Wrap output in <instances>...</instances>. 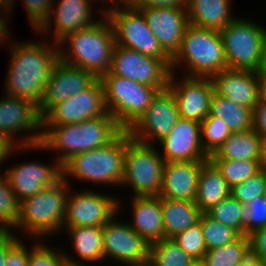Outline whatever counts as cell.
<instances>
[{
    "label": "cell",
    "mask_w": 266,
    "mask_h": 266,
    "mask_svg": "<svg viewBox=\"0 0 266 266\" xmlns=\"http://www.w3.org/2000/svg\"><path fill=\"white\" fill-rule=\"evenodd\" d=\"M96 79L91 72L59 60L52 69L38 108L41 117L43 118L57 103L66 101L88 88Z\"/></svg>",
    "instance_id": "d6986e66"
},
{
    "label": "cell",
    "mask_w": 266,
    "mask_h": 266,
    "mask_svg": "<svg viewBox=\"0 0 266 266\" xmlns=\"http://www.w3.org/2000/svg\"><path fill=\"white\" fill-rule=\"evenodd\" d=\"M264 196L266 197V168H265V193Z\"/></svg>",
    "instance_id": "94428289"
},
{
    "label": "cell",
    "mask_w": 266,
    "mask_h": 266,
    "mask_svg": "<svg viewBox=\"0 0 266 266\" xmlns=\"http://www.w3.org/2000/svg\"><path fill=\"white\" fill-rule=\"evenodd\" d=\"M196 262L172 239L164 238L151 243L150 266H193Z\"/></svg>",
    "instance_id": "1f68e13d"
},
{
    "label": "cell",
    "mask_w": 266,
    "mask_h": 266,
    "mask_svg": "<svg viewBox=\"0 0 266 266\" xmlns=\"http://www.w3.org/2000/svg\"><path fill=\"white\" fill-rule=\"evenodd\" d=\"M12 44L5 94L28 100L39 108L52 69L60 60L59 46L44 41Z\"/></svg>",
    "instance_id": "6da1fadb"
},
{
    "label": "cell",
    "mask_w": 266,
    "mask_h": 266,
    "mask_svg": "<svg viewBox=\"0 0 266 266\" xmlns=\"http://www.w3.org/2000/svg\"><path fill=\"white\" fill-rule=\"evenodd\" d=\"M242 235L250 236L255 231L266 227V197L259 196L251 202L243 204V214L240 215Z\"/></svg>",
    "instance_id": "f35d334b"
},
{
    "label": "cell",
    "mask_w": 266,
    "mask_h": 266,
    "mask_svg": "<svg viewBox=\"0 0 266 266\" xmlns=\"http://www.w3.org/2000/svg\"><path fill=\"white\" fill-rule=\"evenodd\" d=\"M101 14L104 19L68 34L58 44L61 61L91 72L96 78L109 71L116 44L112 25L104 13ZM66 44L68 51L63 47Z\"/></svg>",
    "instance_id": "3957f363"
},
{
    "label": "cell",
    "mask_w": 266,
    "mask_h": 266,
    "mask_svg": "<svg viewBox=\"0 0 266 266\" xmlns=\"http://www.w3.org/2000/svg\"><path fill=\"white\" fill-rule=\"evenodd\" d=\"M209 159L261 160L259 134L253 129L231 133Z\"/></svg>",
    "instance_id": "f1b7e54d"
},
{
    "label": "cell",
    "mask_w": 266,
    "mask_h": 266,
    "mask_svg": "<svg viewBox=\"0 0 266 266\" xmlns=\"http://www.w3.org/2000/svg\"><path fill=\"white\" fill-rule=\"evenodd\" d=\"M132 222L129 226L150 244L164 239L161 197L132 196Z\"/></svg>",
    "instance_id": "d4e9b609"
},
{
    "label": "cell",
    "mask_w": 266,
    "mask_h": 266,
    "mask_svg": "<svg viewBox=\"0 0 266 266\" xmlns=\"http://www.w3.org/2000/svg\"><path fill=\"white\" fill-rule=\"evenodd\" d=\"M91 2L92 0H60V2L57 3V8L51 9L48 21L38 33H49L48 31L52 27L50 25L53 23L52 18H54L53 41L59 44L68 34L95 24L97 20H92Z\"/></svg>",
    "instance_id": "603a6c76"
},
{
    "label": "cell",
    "mask_w": 266,
    "mask_h": 266,
    "mask_svg": "<svg viewBox=\"0 0 266 266\" xmlns=\"http://www.w3.org/2000/svg\"><path fill=\"white\" fill-rule=\"evenodd\" d=\"M199 223L203 229L207 251L232 243L241 236L236 230L218 222L207 213L201 214Z\"/></svg>",
    "instance_id": "e575fe53"
},
{
    "label": "cell",
    "mask_w": 266,
    "mask_h": 266,
    "mask_svg": "<svg viewBox=\"0 0 266 266\" xmlns=\"http://www.w3.org/2000/svg\"><path fill=\"white\" fill-rule=\"evenodd\" d=\"M122 131L114 117L107 112L104 116L80 123L42 126L40 144L26 146V149L59 151L56 159L63 165L76 154L106 146Z\"/></svg>",
    "instance_id": "7a4b0ae2"
},
{
    "label": "cell",
    "mask_w": 266,
    "mask_h": 266,
    "mask_svg": "<svg viewBox=\"0 0 266 266\" xmlns=\"http://www.w3.org/2000/svg\"><path fill=\"white\" fill-rule=\"evenodd\" d=\"M164 238L172 239L196 225L202 214L195 202L161 197Z\"/></svg>",
    "instance_id": "4316f807"
},
{
    "label": "cell",
    "mask_w": 266,
    "mask_h": 266,
    "mask_svg": "<svg viewBox=\"0 0 266 266\" xmlns=\"http://www.w3.org/2000/svg\"><path fill=\"white\" fill-rule=\"evenodd\" d=\"M67 229V234L71 237L74 251L77 256L86 262H96L104 260L103 249V227L99 226H78Z\"/></svg>",
    "instance_id": "4dcf8cb0"
},
{
    "label": "cell",
    "mask_w": 266,
    "mask_h": 266,
    "mask_svg": "<svg viewBox=\"0 0 266 266\" xmlns=\"http://www.w3.org/2000/svg\"><path fill=\"white\" fill-rule=\"evenodd\" d=\"M23 148L25 149L26 146H9L2 138H0V166L5 161V159H8L9 156L12 155L13 151L16 152V150L18 149H22L23 151Z\"/></svg>",
    "instance_id": "681fc988"
},
{
    "label": "cell",
    "mask_w": 266,
    "mask_h": 266,
    "mask_svg": "<svg viewBox=\"0 0 266 266\" xmlns=\"http://www.w3.org/2000/svg\"><path fill=\"white\" fill-rule=\"evenodd\" d=\"M73 194L69 192L66 199V216L63 228L103 227L118 215L121 204L115 197L112 198V196L104 195V193H95L90 189Z\"/></svg>",
    "instance_id": "4fadbf2b"
},
{
    "label": "cell",
    "mask_w": 266,
    "mask_h": 266,
    "mask_svg": "<svg viewBox=\"0 0 266 266\" xmlns=\"http://www.w3.org/2000/svg\"><path fill=\"white\" fill-rule=\"evenodd\" d=\"M193 266H204L200 261H197Z\"/></svg>",
    "instance_id": "91938a15"
},
{
    "label": "cell",
    "mask_w": 266,
    "mask_h": 266,
    "mask_svg": "<svg viewBox=\"0 0 266 266\" xmlns=\"http://www.w3.org/2000/svg\"><path fill=\"white\" fill-rule=\"evenodd\" d=\"M114 218L103 226L104 259L111 257L127 266L148 264L151 244L128 223Z\"/></svg>",
    "instance_id": "9a60e30c"
},
{
    "label": "cell",
    "mask_w": 266,
    "mask_h": 266,
    "mask_svg": "<svg viewBox=\"0 0 266 266\" xmlns=\"http://www.w3.org/2000/svg\"><path fill=\"white\" fill-rule=\"evenodd\" d=\"M236 266H265V264L256 255L249 252Z\"/></svg>",
    "instance_id": "816d5d0a"
},
{
    "label": "cell",
    "mask_w": 266,
    "mask_h": 266,
    "mask_svg": "<svg viewBox=\"0 0 266 266\" xmlns=\"http://www.w3.org/2000/svg\"><path fill=\"white\" fill-rule=\"evenodd\" d=\"M221 172L228 186L243 183L250 177L259 173L263 167L261 160H231V159H209Z\"/></svg>",
    "instance_id": "836d02e7"
},
{
    "label": "cell",
    "mask_w": 266,
    "mask_h": 266,
    "mask_svg": "<svg viewBox=\"0 0 266 266\" xmlns=\"http://www.w3.org/2000/svg\"><path fill=\"white\" fill-rule=\"evenodd\" d=\"M0 12H1L0 13V42L5 43V41L8 40L7 38L10 36H9V30H7L8 26L6 25L7 21L5 22L2 16L6 15L8 17L9 16L8 14H10L11 12H8V10L4 6H2L1 4H0ZM1 14H3V15H1Z\"/></svg>",
    "instance_id": "f907efd6"
},
{
    "label": "cell",
    "mask_w": 266,
    "mask_h": 266,
    "mask_svg": "<svg viewBox=\"0 0 266 266\" xmlns=\"http://www.w3.org/2000/svg\"><path fill=\"white\" fill-rule=\"evenodd\" d=\"M211 80L217 94L247 108L253 109L261 98L259 72L225 69Z\"/></svg>",
    "instance_id": "7402d4cb"
},
{
    "label": "cell",
    "mask_w": 266,
    "mask_h": 266,
    "mask_svg": "<svg viewBox=\"0 0 266 266\" xmlns=\"http://www.w3.org/2000/svg\"><path fill=\"white\" fill-rule=\"evenodd\" d=\"M95 1H97V0H93V2H95ZM103 1H106V2H109V3L111 2L112 3V7H114L115 5H118L119 3L123 4V3L127 2V0H101L102 3H103Z\"/></svg>",
    "instance_id": "680465c9"
},
{
    "label": "cell",
    "mask_w": 266,
    "mask_h": 266,
    "mask_svg": "<svg viewBox=\"0 0 266 266\" xmlns=\"http://www.w3.org/2000/svg\"><path fill=\"white\" fill-rule=\"evenodd\" d=\"M260 137V156L261 165L266 168V134L259 135Z\"/></svg>",
    "instance_id": "f5cc1de1"
},
{
    "label": "cell",
    "mask_w": 266,
    "mask_h": 266,
    "mask_svg": "<svg viewBox=\"0 0 266 266\" xmlns=\"http://www.w3.org/2000/svg\"><path fill=\"white\" fill-rule=\"evenodd\" d=\"M165 162L208 161L209 155L201 144L200 123L180 117L170 133L159 141Z\"/></svg>",
    "instance_id": "44dd1931"
},
{
    "label": "cell",
    "mask_w": 266,
    "mask_h": 266,
    "mask_svg": "<svg viewBox=\"0 0 266 266\" xmlns=\"http://www.w3.org/2000/svg\"><path fill=\"white\" fill-rule=\"evenodd\" d=\"M183 64L187 76L212 77L228 69L221 33L189 23L180 50L172 58L171 71Z\"/></svg>",
    "instance_id": "5b68a950"
},
{
    "label": "cell",
    "mask_w": 266,
    "mask_h": 266,
    "mask_svg": "<svg viewBox=\"0 0 266 266\" xmlns=\"http://www.w3.org/2000/svg\"><path fill=\"white\" fill-rule=\"evenodd\" d=\"M171 72V68L162 59L115 44L111 67L106 74L124 77L163 91L168 87Z\"/></svg>",
    "instance_id": "7c38bea8"
},
{
    "label": "cell",
    "mask_w": 266,
    "mask_h": 266,
    "mask_svg": "<svg viewBox=\"0 0 266 266\" xmlns=\"http://www.w3.org/2000/svg\"><path fill=\"white\" fill-rule=\"evenodd\" d=\"M106 113L104 87L100 78H97L88 88L66 101L57 103L42 118V126L80 123L104 116Z\"/></svg>",
    "instance_id": "5bb4252c"
},
{
    "label": "cell",
    "mask_w": 266,
    "mask_h": 266,
    "mask_svg": "<svg viewBox=\"0 0 266 266\" xmlns=\"http://www.w3.org/2000/svg\"><path fill=\"white\" fill-rule=\"evenodd\" d=\"M206 213L213 219L236 230L242 235L240 215L243 214V204L234 199L231 195L213 206Z\"/></svg>",
    "instance_id": "74e56055"
},
{
    "label": "cell",
    "mask_w": 266,
    "mask_h": 266,
    "mask_svg": "<svg viewBox=\"0 0 266 266\" xmlns=\"http://www.w3.org/2000/svg\"><path fill=\"white\" fill-rule=\"evenodd\" d=\"M138 9L163 50L173 58L180 50L189 24L186 6L143 7Z\"/></svg>",
    "instance_id": "ac0fdd59"
},
{
    "label": "cell",
    "mask_w": 266,
    "mask_h": 266,
    "mask_svg": "<svg viewBox=\"0 0 266 266\" xmlns=\"http://www.w3.org/2000/svg\"><path fill=\"white\" fill-rule=\"evenodd\" d=\"M135 266H150L149 264H144V265H135Z\"/></svg>",
    "instance_id": "6125c7cd"
},
{
    "label": "cell",
    "mask_w": 266,
    "mask_h": 266,
    "mask_svg": "<svg viewBox=\"0 0 266 266\" xmlns=\"http://www.w3.org/2000/svg\"><path fill=\"white\" fill-rule=\"evenodd\" d=\"M172 240L196 261H201L207 252L203 229L199 222L178 233Z\"/></svg>",
    "instance_id": "ab89813d"
},
{
    "label": "cell",
    "mask_w": 266,
    "mask_h": 266,
    "mask_svg": "<svg viewBox=\"0 0 266 266\" xmlns=\"http://www.w3.org/2000/svg\"><path fill=\"white\" fill-rule=\"evenodd\" d=\"M120 6V7H119ZM110 21L116 45L162 59L170 68L172 58L160 46L158 39L146 23L143 14L128 2L101 10Z\"/></svg>",
    "instance_id": "9c48e42d"
},
{
    "label": "cell",
    "mask_w": 266,
    "mask_h": 266,
    "mask_svg": "<svg viewBox=\"0 0 266 266\" xmlns=\"http://www.w3.org/2000/svg\"><path fill=\"white\" fill-rule=\"evenodd\" d=\"M126 130L104 147L72 156L62 165L63 179L68 177L94 184L118 185L123 178ZM68 176V177H67Z\"/></svg>",
    "instance_id": "8992f818"
},
{
    "label": "cell",
    "mask_w": 266,
    "mask_h": 266,
    "mask_svg": "<svg viewBox=\"0 0 266 266\" xmlns=\"http://www.w3.org/2000/svg\"><path fill=\"white\" fill-rule=\"evenodd\" d=\"M207 161L165 162L159 196L167 199L195 201L198 178Z\"/></svg>",
    "instance_id": "cb8c5ba5"
},
{
    "label": "cell",
    "mask_w": 266,
    "mask_h": 266,
    "mask_svg": "<svg viewBox=\"0 0 266 266\" xmlns=\"http://www.w3.org/2000/svg\"><path fill=\"white\" fill-rule=\"evenodd\" d=\"M14 2L15 0H0V4L4 6L8 11H11L12 8H14Z\"/></svg>",
    "instance_id": "6f0895ef"
},
{
    "label": "cell",
    "mask_w": 266,
    "mask_h": 266,
    "mask_svg": "<svg viewBox=\"0 0 266 266\" xmlns=\"http://www.w3.org/2000/svg\"><path fill=\"white\" fill-rule=\"evenodd\" d=\"M134 8L186 6L187 0H127Z\"/></svg>",
    "instance_id": "7dc6e473"
},
{
    "label": "cell",
    "mask_w": 266,
    "mask_h": 266,
    "mask_svg": "<svg viewBox=\"0 0 266 266\" xmlns=\"http://www.w3.org/2000/svg\"><path fill=\"white\" fill-rule=\"evenodd\" d=\"M265 193V168L250 177L243 183L231 188V196L240 203L246 205L252 199L263 196Z\"/></svg>",
    "instance_id": "60d3db41"
},
{
    "label": "cell",
    "mask_w": 266,
    "mask_h": 266,
    "mask_svg": "<svg viewBox=\"0 0 266 266\" xmlns=\"http://www.w3.org/2000/svg\"><path fill=\"white\" fill-rule=\"evenodd\" d=\"M52 0H24L28 20L36 31H39L48 21L51 9L54 8Z\"/></svg>",
    "instance_id": "7bdbcfd3"
},
{
    "label": "cell",
    "mask_w": 266,
    "mask_h": 266,
    "mask_svg": "<svg viewBox=\"0 0 266 266\" xmlns=\"http://www.w3.org/2000/svg\"><path fill=\"white\" fill-rule=\"evenodd\" d=\"M38 241L29 253L28 266H63L66 262L64 251H56Z\"/></svg>",
    "instance_id": "b9f144b4"
},
{
    "label": "cell",
    "mask_w": 266,
    "mask_h": 266,
    "mask_svg": "<svg viewBox=\"0 0 266 266\" xmlns=\"http://www.w3.org/2000/svg\"><path fill=\"white\" fill-rule=\"evenodd\" d=\"M209 114L223 120L231 133L253 129V109L236 104L215 91L211 98Z\"/></svg>",
    "instance_id": "f546056e"
},
{
    "label": "cell",
    "mask_w": 266,
    "mask_h": 266,
    "mask_svg": "<svg viewBox=\"0 0 266 266\" xmlns=\"http://www.w3.org/2000/svg\"><path fill=\"white\" fill-rule=\"evenodd\" d=\"M11 231H0V266H5L8 249L18 240Z\"/></svg>",
    "instance_id": "c3c4849f"
},
{
    "label": "cell",
    "mask_w": 266,
    "mask_h": 266,
    "mask_svg": "<svg viewBox=\"0 0 266 266\" xmlns=\"http://www.w3.org/2000/svg\"><path fill=\"white\" fill-rule=\"evenodd\" d=\"M249 252V236L241 235L232 243L208 250L200 262L204 266H236Z\"/></svg>",
    "instance_id": "d6a6232c"
},
{
    "label": "cell",
    "mask_w": 266,
    "mask_h": 266,
    "mask_svg": "<svg viewBox=\"0 0 266 266\" xmlns=\"http://www.w3.org/2000/svg\"><path fill=\"white\" fill-rule=\"evenodd\" d=\"M152 144L135 140L126 130L123 178L120 185H129L133 196H157L163 182L165 161Z\"/></svg>",
    "instance_id": "ba28073f"
},
{
    "label": "cell",
    "mask_w": 266,
    "mask_h": 266,
    "mask_svg": "<svg viewBox=\"0 0 266 266\" xmlns=\"http://www.w3.org/2000/svg\"><path fill=\"white\" fill-rule=\"evenodd\" d=\"M175 74L171 72L167 89L175 98L180 117L201 123L210 112V102L214 93L211 77L185 74L183 80L177 82Z\"/></svg>",
    "instance_id": "e0dca14e"
},
{
    "label": "cell",
    "mask_w": 266,
    "mask_h": 266,
    "mask_svg": "<svg viewBox=\"0 0 266 266\" xmlns=\"http://www.w3.org/2000/svg\"><path fill=\"white\" fill-rule=\"evenodd\" d=\"M231 195V188L217 167L208 160L201 168L195 203L202 213Z\"/></svg>",
    "instance_id": "83f0119b"
},
{
    "label": "cell",
    "mask_w": 266,
    "mask_h": 266,
    "mask_svg": "<svg viewBox=\"0 0 266 266\" xmlns=\"http://www.w3.org/2000/svg\"><path fill=\"white\" fill-rule=\"evenodd\" d=\"M29 248L18 239L9 249L5 258V266H28Z\"/></svg>",
    "instance_id": "ee69618b"
},
{
    "label": "cell",
    "mask_w": 266,
    "mask_h": 266,
    "mask_svg": "<svg viewBox=\"0 0 266 266\" xmlns=\"http://www.w3.org/2000/svg\"><path fill=\"white\" fill-rule=\"evenodd\" d=\"M261 71L266 72V31H265L264 41H263V58H262Z\"/></svg>",
    "instance_id": "9f6ffc18"
},
{
    "label": "cell",
    "mask_w": 266,
    "mask_h": 266,
    "mask_svg": "<svg viewBox=\"0 0 266 266\" xmlns=\"http://www.w3.org/2000/svg\"><path fill=\"white\" fill-rule=\"evenodd\" d=\"M19 215L20 201L11 189L5 174H0V231L15 229Z\"/></svg>",
    "instance_id": "d590c367"
},
{
    "label": "cell",
    "mask_w": 266,
    "mask_h": 266,
    "mask_svg": "<svg viewBox=\"0 0 266 266\" xmlns=\"http://www.w3.org/2000/svg\"><path fill=\"white\" fill-rule=\"evenodd\" d=\"M231 0H187L188 21L194 26L221 32L237 17L230 14Z\"/></svg>",
    "instance_id": "484cf974"
},
{
    "label": "cell",
    "mask_w": 266,
    "mask_h": 266,
    "mask_svg": "<svg viewBox=\"0 0 266 266\" xmlns=\"http://www.w3.org/2000/svg\"><path fill=\"white\" fill-rule=\"evenodd\" d=\"M249 241L250 252L266 265V227L252 233Z\"/></svg>",
    "instance_id": "f6af8a7d"
},
{
    "label": "cell",
    "mask_w": 266,
    "mask_h": 266,
    "mask_svg": "<svg viewBox=\"0 0 266 266\" xmlns=\"http://www.w3.org/2000/svg\"><path fill=\"white\" fill-rule=\"evenodd\" d=\"M180 118L172 93L165 89L159 91L140 119L128 130L131 137L151 144L166 137Z\"/></svg>",
    "instance_id": "2e32d148"
},
{
    "label": "cell",
    "mask_w": 266,
    "mask_h": 266,
    "mask_svg": "<svg viewBox=\"0 0 266 266\" xmlns=\"http://www.w3.org/2000/svg\"><path fill=\"white\" fill-rule=\"evenodd\" d=\"M261 99L266 101V72L259 71Z\"/></svg>",
    "instance_id": "db71d44e"
},
{
    "label": "cell",
    "mask_w": 266,
    "mask_h": 266,
    "mask_svg": "<svg viewBox=\"0 0 266 266\" xmlns=\"http://www.w3.org/2000/svg\"><path fill=\"white\" fill-rule=\"evenodd\" d=\"M21 131H28L31 134H27L25 138L16 141L15 139L18 138L15 137V133ZM0 138L9 146H33L40 144L42 138V117L38 107L28 100L5 94L0 99Z\"/></svg>",
    "instance_id": "8fae6325"
},
{
    "label": "cell",
    "mask_w": 266,
    "mask_h": 266,
    "mask_svg": "<svg viewBox=\"0 0 266 266\" xmlns=\"http://www.w3.org/2000/svg\"><path fill=\"white\" fill-rule=\"evenodd\" d=\"M252 128L259 135L266 134V101L261 98L253 108Z\"/></svg>",
    "instance_id": "bcb514c9"
},
{
    "label": "cell",
    "mask_w": 266,
    "mask_h": 266,
    "mask_svg": "<svg viewBox=\"0 0 266 266\" xmlns=\"http://www.w3.org/2000/svg\"><path fill=\"white\" fill-rule=\"evenodd\" d=\"M49 165L33 161L15 164L14 167L7 169L4 174L20 202L46 187L55 185L63 178L62 164L58 160Z\"/></svg>",
    "instance_id": "ffe728a7"
},
{
    "label": "cell",
    "mask_w": 266,
    "mask_h": 266,
    "mask_svg": "<svg viewBox=\"0 0 266 266\" xmlns=\"http://www.w3.org/2000/svg\"><path fill=\"white\" fill-rule=\"evenodd\" d=\"M100 80L106 110L123 130H129L140 119L159 92L153 86L113 74H104Z\"/></svg>",
    "instance_id": "52a82bcc"
},
{
    "label": "cell",
    "mask_w": 266,
    "mask_h": 266,
    "mask_svg": "<svg viewBox=\"0 0 266 266\" xmlns=\"http://www.w3.org/2000/svg\"><path fill=\"white\" fill-rule=\"evenodd\" d=\"M265 31L263 26L239 17L230 22L220 32L227 68L259 72L262 66Z\"/></svg>",
    "instance_id": "30bf717a"
},
{
    "label": "cell",
    "mask_w": 266,
    "mask_h": 266,
    "mask_svg": "<svg viewBox=\"0 0 266 266\" xmlns=\"http://www.w3.org/2000/svg\"><path fill=\"white\" fill-rule=\"evenodd\" d=\"M69 182L63 178L20 202V215L15 228L39 239L61 231L66 216ZM52 233V234H51ZM42 237V238H41Z\"/></svg>",
    "instance_id": "277c9868"
},
{
    "label": "cell",
    "mask_w": 266,
    "mask_h": 266,
    "mask_svg": "<svg viewBox=\"0 0 266 266\" xmlns=\"http://www.w3.org/2000/svg\"><path fill=\"white\" fill-rule=\"evenodd\" d=\"M200 128L201 144L209 156L215 153L231 135L224 121L210 114L200 123Z\"/></svg>",
    "instance_id": "8d00e7d4"
},
{
    "label": "cell",
    "mask_w": 266,
    "mask_h": 266,
    "mask_svg": "<svg viewBox=\"0 0 266 266\" xmlns=\"http://www.w3.org/2000/svg\"><path fill=\"white\" fill-rule=\"evenodd\" d=\"M64 256L66 257V262L63 264V266H88L86 265V263H82L80 260L78 261L72 256L70 257V255H68L67 253H64Z\"/></svg>",
    "instance_id": "11a10c76"
}]
</instances>
